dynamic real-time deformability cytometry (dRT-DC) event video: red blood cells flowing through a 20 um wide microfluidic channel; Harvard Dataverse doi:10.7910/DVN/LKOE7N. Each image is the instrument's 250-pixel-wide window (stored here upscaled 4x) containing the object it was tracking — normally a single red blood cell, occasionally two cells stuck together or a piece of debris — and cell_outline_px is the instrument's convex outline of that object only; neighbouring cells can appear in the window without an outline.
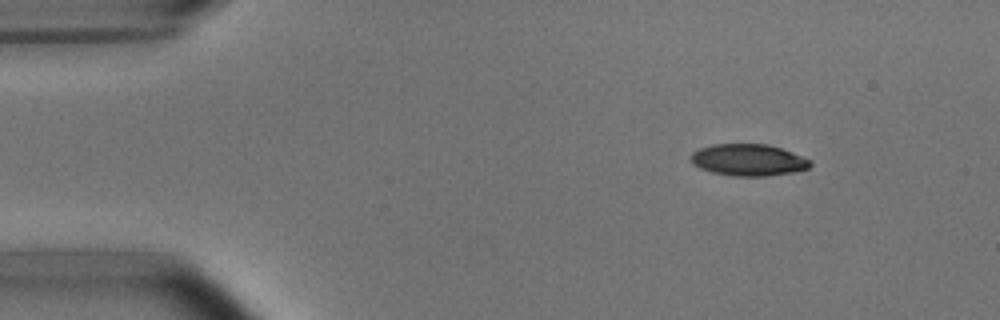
{"species": "common noctule bat (a hibernating species)", "species_latin": "Nyctalus noctula", "temperature_condition": "room temperature", "stored_images_in_passage": 4, "segment_of_instrument_passage": [2, 2], "camera_frame_rate_fps": 3000, "um_per_image_px": 0.085, "animal": {"sex": "male", "body_mass_g": 15.6}, "frame": {"image": 1, "passage_image": 4, "time_ms": 4.333, "image_size_px": [1000, 320], "cell_outline_px": [[812, 164], [808, 168], [792, 172], [768, 176], [732, 176], [712, 172], [700, 168], [692, 164], [692, 152], [700, 148], [712, 144], [768, 144], [780, 148], [812, 160]], "centroid_in_image_um": [63.61, 13.6], "position_along_channel_um": 21.4, "area_um2": 22.02}}